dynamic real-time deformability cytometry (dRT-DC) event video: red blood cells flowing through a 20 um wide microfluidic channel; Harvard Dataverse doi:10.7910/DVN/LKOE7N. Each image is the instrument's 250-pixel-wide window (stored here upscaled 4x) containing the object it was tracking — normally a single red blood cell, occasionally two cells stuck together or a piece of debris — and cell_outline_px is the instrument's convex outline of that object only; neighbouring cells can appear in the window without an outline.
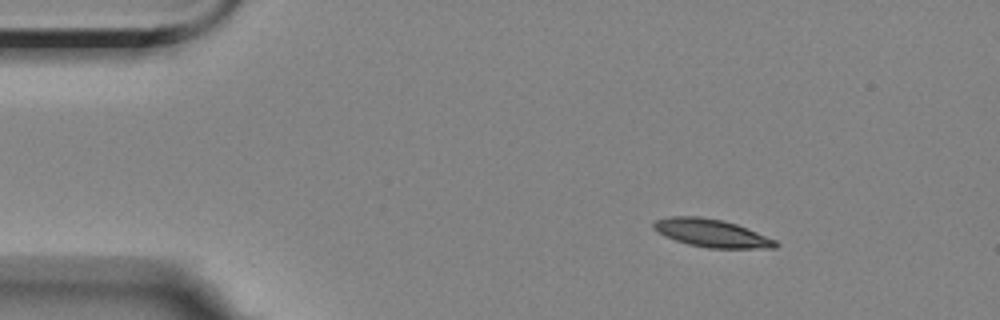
{"species": "Egyptian fruit bat (a non-hibernating species)", "species_latin": "Rousettus aegyptiacus", "temperature_condition": "room temperature", "stored_images_in_passage": 4, "camera_frame_rate_fps": 3000, "um_per_image_px": 0.085, "animal": {"sex": "female"}, "frame": {"image": 1, "passage_image": 1, "time_ms": 0.0, "image_size_px": [1000, 320], "cell_outline_px": [[780, 244], [776, 248], [708, 248], [688, 244], [664, 236], [652, 228], [652, 224], [656, 220], [672, 216], [700, 216], [720, 220], [736, 224], [776, 240]], "centroid_in_image_um": [60.47, 19.82], "position_along_channel_um": 24.5, "area_um2": 19.71}}
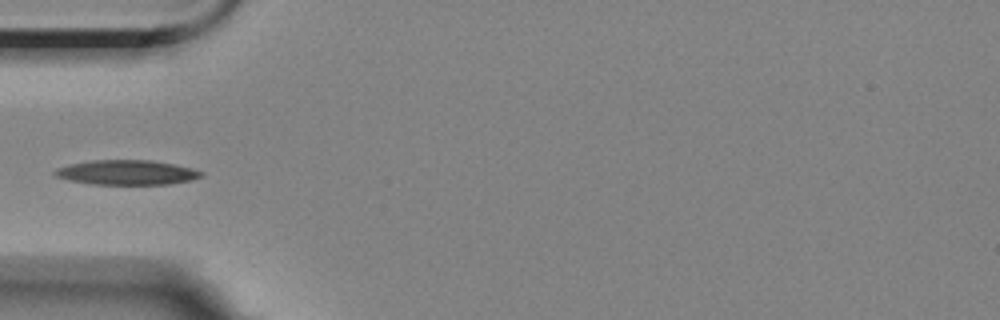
{"frame": {"image": 2, "passage_image": 4, "time_ms": 3.333, "image_size_px": [1000, 320], "cell_outline_px": [[204, 176], [192, 180], [168, 184], [92, 184], [68, 180], [56, 176], [52, 172], [56, 168], [72, 164], [92, 160], [152, 160], [172, 164], [204, 172]], "centroid_in_image_um": [10.77, 14.66], "position_along_channel_um": 74.2, "area_um2": 20.92}}